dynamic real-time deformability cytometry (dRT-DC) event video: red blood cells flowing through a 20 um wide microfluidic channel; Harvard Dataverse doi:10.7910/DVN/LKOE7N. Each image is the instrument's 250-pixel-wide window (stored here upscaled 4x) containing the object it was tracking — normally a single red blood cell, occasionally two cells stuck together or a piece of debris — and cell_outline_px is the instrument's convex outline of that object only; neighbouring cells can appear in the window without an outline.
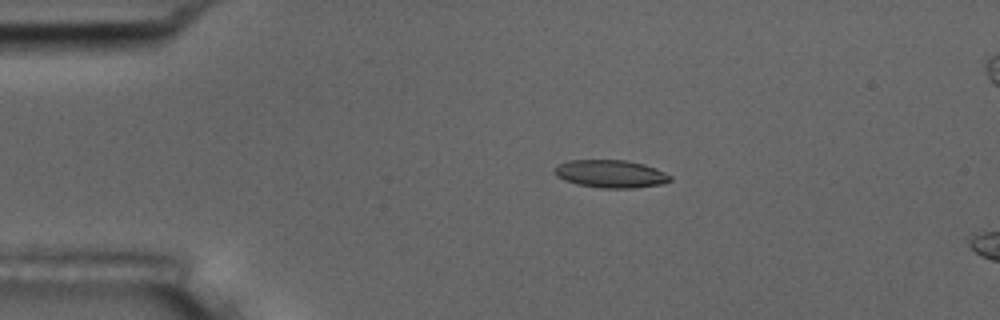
{"species": "common noctule bat (a hibernating species)", "species_latin": "Nyctalus noctula", "temperature_condition": "room temperature", "stored_images_in_passage": 5, "camera_frame_rate_fps": 3000, "um_per_image_px": 0.085, "animal": {"sex": "male", "body_mass_g": 17.5, "forearm_length_mm": 52.3}, "frame": {"image": 1, "passage_image": 3, "time_ms": 2.333, "image_size_px": [1000, 320], "cell_outline_px": [[672, 180], [664, 184], [632, 188], [600, 188], [576, 184], [564, 180], [556, 176], [552, 172], [552, 168], [560, 164], [572, 160], [624, 160], [644, 164], [656, 168], [672, 176]], "centroid_in_image_um": [51.9, 14.78], "position_along_channel_um": 33.1, "area_um2": 18.9}}